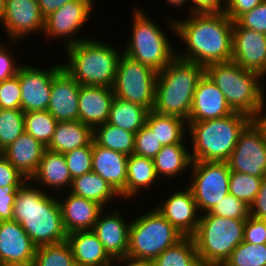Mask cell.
<instances>
[{"label":"cell","mask_w":266,"mask_h":266,"mask_svg":"<svg viewBox=\"0 0 266 266\" xmlns=\"http://www.w3.org/2000/svg\"><path fill=\"white\" fill-rule=\"evenodd\" d=\"M186 17H171L166 26L186 46L177 49L178 58L204 68L231 61L234 22L224 12L191 13Z\"/></svg>","instance_id":"cell-1"},{"label":"cell","mask_w":266,"mask_h":266,"mask_svg":"<svg viewBox=\"0 0 266 266\" xmlns=\"http://www.w3.org/2000/svg\"><path fill=\"white\" fill-rule=\"evenodd\" d=\"M51 192L50 194L27 180L16 193L13 221L22 226L36 247L66 241L68 236L57 193Z\"/></svg>","instance_id":"cell-2"},{"label":"cell","mask_w":266,"mask_h":266,"mask_svg":"<svg viewBox=\"0 0 266 266\" xmlns=\"http://www.w3.org/2000/svg\"><path fill=\"white\" fill-rule=\"evenodd\" d=\"M67 62L62 68L80 85H114L117 64L123 51L107 40L90 38L64 48Z\"/></svg>","instance_id":"cell-3"},{"label":"cell","mask_w":266,"mask_h":266,"mask_svg":"<svg viewBox=\"0 0 266 266\" xmlns=\"http://www.w3.org/2000/svg\"><path fill=\"white\" fill-rule=\"evenodd\" d=\"M253 119L246 114L234 112L222 118L206 121H187L188 143H192L193 161L227 162L240 133Z\"/></svg>","instance_id":"cell-4"},{"label":"cell","mask_w":266,"mask_h":266,"mask_svg":"<svg viewBox=\"0 0 266 266\" xmlns=\"http://www.w3.org/2000/svg\"><path fill=\"white\" fill-rule=\"evenodd\" d=\"M204 67L177 56L157 74L153 111L188 120L193 96Z\"/></svg>","instance_id":"cell-5"},{"label":"cell","mask_w":266,"mask_h":266,"mask_svg":"<svg viewBox=\"0 0 266 266\" xmlns=\"http://www.w3.org/2000/svg\"><path fill=\"white\" fill-rule=\"evenodd\" d=\"M204 73L221 90L234 112L252 119L266 104V87L263 77L246 70L233 61L214 63L204 68Z\"/></svg>","instance_id":"cell-6"},{"label":"cell","mask_w":266,"mask_h":266,"mask_svg":"<svg viewBox=\"0 0 266 266\" xmlns=\"http://www.w3.org/2000/svg\"><path fill=\"white\" fill-rule=\"evenodd\" d=\"M142 8L136 5L134 10L132 9L131 33L129 32L128 42L125 43L127 45L122 51L129 58L141 62L158 73L177 56V48L168 38L166 30L163 27L161 29L157 21L151 19L147 11H143Z\"/></svg>","instance_id":"cell-7"},{"label":"cell","mask_w":266,"mask_h":266,"mask_svg":"<svg viewBox=\"0 0 266 266\" xmlns=\"http://www.w3.org/2000/svg\"><path fill=\"white\" fill-rule=\"evenodd\" d=\"M245 220L209 213L200 215L192 239L204 266H222L232 251L243 242Z\"/></svg>","instance_id":"cell-8"},{"label":"cell","mask_w":266,"mask_h":266,"mask_svg":"<svg viewBox=\"0 0 266 266\" xmlns=\"http://www.w3.org/2000/svg\"><path fill=\"white\" fill-rule=\"evenodd\" d=\"M131 218L127 257L152 262L184 238L155 208Z\"/></svg>","instance_id":"cell-9"},{"label":"cell","mask_w":266,"mask_h":266,"mask_svg":"<svg viewBox=\"0 0 266 266\" xmlns=\"http://www.w3.org/2000/svg\"><path fill=\"white\" fill-rule=\"evenodd\" d=\"M157 72L135 61L124 53L120 56L114 85V96L124 101L136 103L153 110Z\"/></svg>","instance_id":"cell-10"},{"label":"cell","mask_w":266,"mask_h":266,"mask_svg":"<svg viewBox=\"0 0 266 266\" xmlns=\"http://www.w3.org/2000/svg\"><path fill=\"white\" fill-rule=\"evenodd\" d=\"M229 175L227 162H192L187 187L192 191L200 214L209 212L229 193Z\"/></svg>","instance_id":"cell-11"},{"label":"cell","mask_w":266,"mask_h":266,"mask_svg":"<svg viewBox=\"0 0 266 266\" xmlns=\"http://www.w3.org/2000/svg\"><path fill=\"white\" fill-rule=\"evenodd\" d=\"M97 2L95 0H73L67 2L62 8L52 12L44 20L43 40L59 39L64 42L65 48L77 44L86 37L78 36L83 31ZM77 35V36H76ZM45 37V38H44Z\"/></svg>","instance_id":"cell-12"},{"label":"cell","mask_w":266,"mask_h":266,"mask_svg":"<svg viewBox=\"0 0 266 266\" xmlns=\"http://www.w3.org/2000/svg\"><path fill=\"white\" fill-rule=\"evenodd\" d=\"M227 163L230 171L257 177L266 176V140L262 129L254 120L240 133Z\"/></svg>","instance_id":"cell-13"},{"label":"cell","mask_w":266,"mask_h":266,"mask_svg":"<svg viewBox=\"0 0 266 266\" xmlns=\"http://www.w3.org/2000/svg\"><path fill=\"white\" fill-rule=\"evenodd\" d=\"M62 69L61 62L38 68L30 64H21L17 70L21 88V110L25 112L47 110L53 77Z\"/></svg>","instance_id":"cell-14"},{"label":"cell","mask_w":266,"mask_h":266,"mask_svg":"<svg viewBox=\"0 0 266 266\" xmlns=\"http://www.w3.org/2000/svg\"><path fill=\"white\" fill-rule=\"evenodd\" d=\"M44 20L37 0H5V13L0 25L9 41H23L36 33L43 34ZM23 39V40H21Z\"/></svg>","instance_id":"cell-15"},{"label":"cell","mask_w":266,"mask_h":266,"mask_svg":"<svg viewBox=\"0 0 266 266\" xmlns=\"http://www.w3.org/2000/svg\"><path fill=\"white\" fill-rule=\"evenodd\" d=\"M186 187V188H185ZM171 191L154 208L184 237H192L200 220V212L192 191L185 186ZM156 205V207H155Z\"/></svg>","instance_id":"cell-16"},{"label":"cell","mask_w":266,"mask_h":266,"mask_svg":"<svg viewBox=\"0 0 266 266\" xmlns=\"http://www.w3.org/2000/svg\"><path fill=\"white\" fill-rule=\"evenodd\" d=\"M104 208L92 231L103 244L108 255L114 260L127 257L131 218H124L121 208L114 205ZM129 221V222H128Z\"/></svg>","instance_id":"cell-17"},{"label":"cell","mask_w":266,"mask_h":266,"mask_svg":"<svg viewBox=\"0 0 266 266\" xmlns=\"http://www.w3.org/2000/svg\"><path fill=\"white\" fill-rule=\"evenodd\" d=\"M231 61L266 77V34L243 28L234 21Z\"/></svg>","instance_id":"cell-18"},{"label":"cell","mask_w":266,"mask_h":266,"mask_svg":"<svg viewBox=\"0 0 266 266\" xmlns=\"http://www.w3.org/2000/svg\"><path fill=\"white\" fill-rule=\"evenodd\" d=\"M36 246L16 221H0V266H32Z\"/></svg>","instance_id":"cell-19"},{"label":"cell","mask_w":266,"mask_h":266,"mask_svg":"<svg viewBox=\"0 0 266 266\" xmlns=\"http://www.w3.org/2000/svg\"><path fill=\"white\" fill-rule=\"evenodd\" d=\"M80 84L63 68L53 77L47 111L58 121L78 120Z\"/></svg>","instance_id":"cell-20"},{"label":"cell","mask_w":266,"mask_h":266,"mask_svg":"<svg viewBox=\"0 0 266 266\" xmlns=\"http://www.w3.org/2000/svg\"><path fill=\"white\" fill-rule=\"evenodd\" d=\"M233 113L221 90L204 73L196 85L187 121H206Z\"/></svg>","instance_id":"cell-21"},{"label":"cell","mask_w":266,"mask_h":266,"mask_svg":"<svg viewBox=\"0 0 266 266\" xmlns=\"http://www.w3.org/2000/svg\"><path fill=\"white\" fill-rule=\"evenodd\" d=\"M64 196L62 198L61 193L57 194L67 234L76 231L92 230L104 207L95 201L76 196L69 191Z\"/></svg>","instance_id":"cell-22"},{"label":"cell","mask_w":266,"mask_h":266,"mask_svg":"<svg viewBox=\"0 0 266 266\" xmlns=\"http://www.w3.org/2000/svg\"><path fill=\"white\" fill-rule=\"evenodd\" d=\"M114 97L112 88L80 85L78 120L92 129L106 123Z\"/></svg>","instance_id":"cell-23"},{"label":"cell","mask_w":266,"mask_h":266,"mask_svg":"<svg viewBox=\"0 0 266 266\" xmlns=\"http://www.w3.org/2000/svg\"><path fill=\"white\" fill-rule=\"evenodd\" d=\"M30 181L46 192L49 191L51 193V189L54 191V194L57 191H59L57 193L64 191L66 194L68 188L69 190L71 188L72 178L65 160V155L46 149L39 163V167L30 178Z\"/></svg>","instance_id":"cell-24"},{"label":"cell","mask_w":266,"mask_h":266,"mask_svg":"<svg viewBox=\"0 0 266 266\" xmlns=\"http://www.w3.org/2000/svg\"><path fill=\"white\" fill-rule=\"evenodd\" d=\"M92 160V171L120 194L126 187L128 156L101 147L93 141Z\"/></svg>","instance_id":"cell-25"},{"label":"cell","mask_w":266,"mask_h":266,"mask_svg":"<svg viewBox=\"0 0 266 266\" xmlns=\"http://www.w3.org/2000/svg\"><path fill=\"white\" fill-rule=\"evenodd\" d=\"M159 180V181H158ZM158 182V178L154 161L151 158L131 154L127 160V180L125 189L119 194L121 201H132L133 198H138L143 194V191H151ZM124 199V200H123Z\"/></svg>","instance_id":"cell-26"},{"label":"cell","mask_w":266,"mask_h":266,"mask_svg":"<svg viewBox=\"0 0 266 266\" xmlns=\"http://www.w3.org/2000/svg\"><path fill=\"white\" fill-rule=\"evenodd\" d=\"M46 149L47 147L37 141L32 135L24 132L3 151V156L22 176L30 180L39 167Z\"/></svg>","instance_id":"cell-27"},{"label":"cell","mask_w":266,"mask_h":266,"mask_svg":"<svg viewBox=\"0 0 266 266\" xmlns=\"http://www.w3.org/2000/svg\"><path fill=\"white\" fill-rule=\"evenodd\" d=\"M66 241L76 266H106L114 261L92 230L72 232Z\"/></svg>","instance_id":"cell-28"},{"label":"cell","mask_w":266,"mask_h":266,"mask_svg":"<svg viewBox=\"0 0 266 266\" xmlns=\"http://www.w3.org/2000/svg\"><path fill=\"white\" fill-rule=\"evenodd\" d=\"M188 148L190 147L185 142L162 146L153 158L155 171L160 180L165 177V181L169 179L170 182H174L175 177L179 179L185 172L190 173L193 160Z\"/></svg>","instance_id":"cell-29"},{"label":"cell","mask_w":266,"mask_h":266,"mask_svg":"<svg viewBox=\"0 0 266 266\" xmlns=\"http://www.w3.org/2000/svg\"><path fill=\"white\" fill-rule=\"evenodd\" d=\"M92 141L93 129L81 121L58 122L47 149L65 154Z\"/></svg>","instance_id":"cell-30"},{"label":"cell","mask_w":266,"mask_h":266,"mask_svg":"<svg viewBox=\"0 0 266 266\" xmlns=\"http://www.w3.org/2000/svg\"><path fill=\"white\" fill-rule=\"evenodd\" d=\"M68 191L76 196L95 201L104 208H110L112 203L121 200L120 195L94 171L74 178Z\"/></svg>","instance_id":"cell-31"},{"label":"cell","mask_w":266,"mask_h":266,"mask_svg":"<svg viewBox=\"0 0 266 266\" xmlns=\"http://www.w3.org/2000/svg\"><path fill=\"white\" fill-rule=\"evenodd\" d=\"M146 125L162 146L183 144L188 139V123L182 118L158 114L152 110L147 115Z\"/></svg>","instance_id":"cell-32"},{"label":"cell","mask_w":266,"mask_h":266,"mask_svg":"<svg viewBox=\"0 0 266 266\" xmlns=\"http://www.w3.org/2000/svg\"><path fill=\"white\" fill-rule=\"evenodd\" d=\"M148 113L142 105L114 97L107 123L136 134L146 124Z\"/></svg>","instance_id":"cell-33"},{"label":"cell","mask_w":266,"mask_h":266,"mask_svg":"<svg viewBox=\"0 0 266 266\" xmlns=\"http://www.w3.org/2000/svg\"><path fill=\"white\" fill-rule=\"evenodd\" d=\"M93 141L101 147L130 156L134 151L135 133L106 122L93 129Z\"/></svg>","instance_id":"cell-34"},{"label":"cell","mask_w":266,"mask_h":266,"mask_svg":"<svg viewBox=\"0 0 266 266\" xmlns=\"http://www.w3.org/2000/svg\"><path fill=\"white\" fill-rule=\"evenodd\" d=\"M150 263L151 266H204L192 237H184Z\"/></svg>","instance_id":"cell-35"},{"label":"cell","mask_w":266,"mask_h":266,"mask_svg":"<svg viewBox=\"0 0 266 266\" xmlns=\"http://www.w3.org/2000/svg\"><path fill=\"white\" fill-rule=\"evenodd\" d=\"M58 121L48 112L31 111L24 113L25 132L48 147Z\"/></svg>","instance_id":"cell-36"},{"label":"cell","mask_w":266,"mask_h":266,"mask_svg":"<svg viewBox=\"0 0 266 266\" xmlns=\"http://www.w3.org/2000/svg\"><path fill=\"white\" fill-rule=\"evenodd\" d=\"M32 266H76L67 241L36 248Z\"/></svg>","instance_id":"cell-37"},{"label":"cell","mask_w":266,"mask_h":266,"mask_svg":"<svg viewBox=\"0 0 266 266\" xmlns=\"http://www.w3.org/2000/svg\"><path fill=\"white\" fill-rule=\"evenodd\" d=\"M24 132V112L22 110L0 109V149L2 152Z\"/></svg>","instance_id":"cell-38"},{"label":"cell","mask_w":266,"mask_h":266,"mask_svg":"<svg viewBox=\"0 0 266 266\" xmlns=\"http://www.w3.org/2000/svg\"><path fill=\"white\" fill-rule=\"evenodd\" d=\"M222 266H266V244L240 243Z\"/></svg>","instance_id":"cell-39"},{"label":"cell","mask_w":266,"mask_h":266,"mask_svg":"<svg viewBox=\"0 0 266 266\" xmlns=\"http://www.w3.org/2000/svg\"><path fill=\"white\" fill-rule=\"evenodd\" d=\"M263 177L230 171L229 193L250 206L259 192Z\"/></svg>","instance_id":"cell-40"},{"label":"cell","mask_w":266,"mask_h":266,"mask_svg":"<svg viewBox=\"0 0 266 266\" xmlns=\"http://www.w3.org/2000/svg\"><path fill=\"white\" fill-rule=\"evenodd\" d=\"M92 148L93 141L86 146L73 149L64 154L72 180L92 171Z\"/></svg>","instance_id":"cell-41"},{"label":"cell","mask_w":266,"mask_h":266,"mask_svg":"<svg viewBox=\"0 0 266 266\" xmlns=\"http://www.w3.org/2000/svg\"><path fill=\"white\" fill-rule=\"evenodd\" d=\"M207 213L225 218L246 220L250 216V206L228 193Z\"/></svg>","instance_id":"cell-42"},{"label":"cell","mask_w":266,"mask_h":266,"mask_svg":"<svg viewBox=\"0 0 266 266\" xmlns=\"http://www.w3.org/2000/svg\"><path fill=\"white\" fill-rule=\"evenodd\" d=\"M161 149V143L146 124L135 134L133 154L153 159Z\"/></svg>","instance_id":"cell-43"},{"label":"cell","mask_w":266,"mask_h":266,"mask_svg":"<svg viewBox=\"0 0 266 266\" xmlns=\"http://www.w3.org/2000/svg\"><path fill=\"white\" fill-rule=\"evenodd\" d=\"M0 109L21 110V88L17 75L0 82Z\"/></svg>","instance_id":"cell-44"},{"label":"cell","mask_w":266,"mask_h":266,"mask_svg":"<svg viewBox=\"0 0 266 266\" xmlns=\"http://www.w3.org/2000/svg\"><path fill=\"white\" fill-rule=\"evenodd\" d=\"M235 22L243 28L266 34V0L240 15Z\"/></svg>","instance_id":"cell-45"},{"label":"cell","mask_w":266,"mask_h":266,"mask_svg":"<svg viewBox=\"0 0 266 266\" xmlns=\"http://www.w3.org/2000/svg\"><path fill=\"white\" fill-rule=\"evenodd\" d=\"M9 43L5 45L4 40L0 42V82L15 76L18 68L22 64L20 61L19 63L17 62L16 54H13L12 51V45H16L17 41H10Z\"/></svg>","instance_id":"cell-46"},{"label":"cell","mask_w":266,"mask_h":266,"mask_svg":"<svg viewBox=\"0 0 266 266\" xmlns=\"http://www.w3.org/2000/svg\"><path fill=\"white\" fill-rule=\"evenodd\" d=\"M243 241L252 244H266V220L249 216L245 220Z\"/></svg>","instance_id":"cell-47"},{"label":"cell","mask_w":266,"mask_h":266,"mask_svg":"<svg viewBox=\"0 0 266 266\" xmlns=\"http://www.w3.org/2000/svg\"><path fill=\"white\" fill-rule=\"evenodd\" d=\"M27 179L2 155L0 156V187L21 186Z\"/></svg>","instance_id":"cell-48"},{"label":"cell","mask_w":266,"mask_h":266,"mask_svg":"<svg viewBox=\"0 0 266 266\" xmlns=\"http://www.w3.org/2000/svg\"><path fill=\"white\" fill-rule=\"evenodd\" d=\"M20 186L0 187V221H13V206Z\"/></svg>","instance_id":"cell-49"},{"label":"cell","mask_w":266,"mask_h":266,"mask_svg":"<svg viewBox=\"0 0 266 266\" xmlns=\"http://www.w3.org/2000/svg\"><path fill=\"white\" fill-rule=\"evenodd\" d=\"M263 0H226L224 13L234 22L243 13L252 10Z\"/></svg>","instance_id":"cell-50"},{"label":"cell","mask_w":266,"mask_h":266,"mask_svg":"<svg viewBox=\"0 0 266 266\" xmlns=\"http://www.w3.org/2000/svg\"><path fill=\"white\" fill-rule=\"evenodd\" d=\"M190 3V4H189ZM191 13H219L224 12L226 0H188Z\"/></svg>","instance_id":"cell-51"},{"label":"cell","mask_w":266,"mask_h":266,"mask_svg":"<svg viewBox=\"0 0 266 266\" xmlns=\"http://www.w3.org/2000/svg\"><path fill=\"white\" fill-rule=\"evenodd\" d=\"M250 216L266 220V176L262 178L259 192L254 202L250 205Z\"/></svg>","instance_id":"cell-52"},{"label":"cell","mask_w":266,"mask_h":266,"mask_svg":"<svg viewBox=\"0 0 266 266\" xmlns=\"http://www.w3.org/2000/svg\"><path fill=\"white\" fill-rule=\"evenodd\" d=\"M40 11L43 17H47L54 11H57L59 8H62L67 2L73 0H37Z\"/></svg>","instance_id":"cell-53"},{"label":"cell","mask_w":266,"mask_h":266,"mask_svg":"<svg viewBox=\"0 0 266 266\" xmlns=\"http://www.w3.org/2000/svg\"><path fill=\"white\" fill-rule=\"evenodd\" d=\"M118 266H151L150 262L124 257L117 260Z\"/></svg>","instance_id":"cell-54"},{"label":"cell","mask_w":266,"mask_h":266,"mask_svg":"<svg viewBox=\"0 0 266 266\" xmlns=\"http://www.w3.org/2000/svg\"><path fill=\"white\" fill-rule=\"evenodd\" d=\"M257 125L262 129L266 140V104L261 111L253 118Z\"/></svg>","instance_id":"cell-55"},{"label":"cell","mask_w":266,"mask_h":266,"mask_svg":"<svg viewBox=\"0 0 266 266\" xmlns=\"http://www.w3.org/2000/svg\"><path fill=\"white\" fill-rule=\"evenodd\" d=\"M165 2L171 6V7H178L177 9H182L183 6L186 7L187 6V10H189L188 8V0H165Z\"/></svg>","instance_id":"cell-56"},{"label":"cell","mask_w":266,"mask_h":266,"mask_svg":"<svg viewBox=\"0 0 266 266\" xmlns=\"http://www.w3.org/2000/svg\"><path fill=\"white\" fill-rule=\"evenodd\" d=\"M4 13H5V0H0V25L3 22Z\"/></svg>","instance_id":"cell-57"},{"label":"cell","mask_w":266,"mask_h":266,"mask_svg":"<svg viewBox=\"0 0 266 266\" xmlns=\"http://www.w3.org/2000/svg\"><path fill=\"white\" fill-rule=\"evenodd\" d=\"M118 265V262L117 260L116 261H113L112 263L106 265V266H117Z\"/></svg>","instance_id":"cell-58"},{"label":"cell","mask_w":266,"mask_h":266,"mask_svg":"<svg viewBox=\"0 0 266 266\" xmlns=\"http://www.w3.org/2000/svg\"><path fill=\"white\" fill-rule=\"evenodd\" d=\"M3 155V152H2V150L0 149V156H2Z\"/></svg>","instance_id":"cell-59"}]
</instances>
